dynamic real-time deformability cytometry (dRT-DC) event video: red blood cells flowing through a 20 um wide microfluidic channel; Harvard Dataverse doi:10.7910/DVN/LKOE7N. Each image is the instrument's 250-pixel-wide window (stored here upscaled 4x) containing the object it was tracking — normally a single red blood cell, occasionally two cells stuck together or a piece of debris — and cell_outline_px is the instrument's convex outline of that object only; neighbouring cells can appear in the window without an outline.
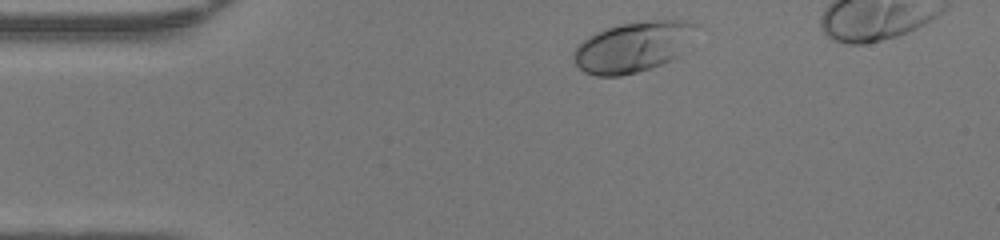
{"species": "human", "species_latin": "Homo sapiens", "temperature_condition": "warm", "stored_images_in_passage": 37, "camera_frame_rate_fps": 3000, "um_per_image_px": 0.085, "donor": {"sex": "female"}, "frame": {"image": 1, "passage_image": 2, "time_ms": 0.333, "image_size_px": [1000, 240], "cell_outline_px": [[696, 24], [680, 56], [660, 64], [636, 72], [620, 76], [596, 76], [584, 72], [576, 64], [572, 56], [572, 52], [588, 36], [596, 32], [620, 24], [648, 20], [684, 20]], "centroid_in_image_um": [53.75, 3.99], "position_along_channel_um": 31.2, "area_um2": 35.43}}
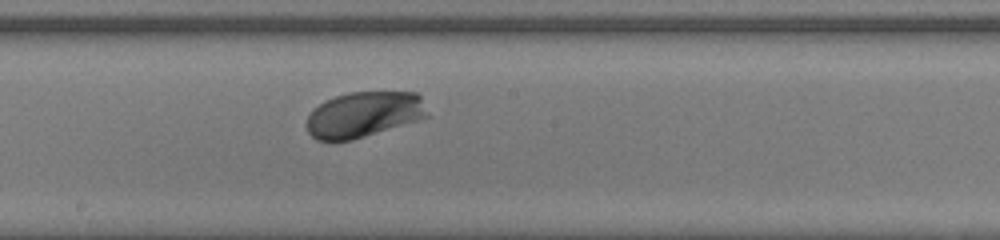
{"frame": {"image": 2, "passage_image": 19, "time_ms": 6.0, "image_size_px": [1000, 240], "cell_outline_px": [[428, 116], [416, 120], [352, 140], [332, 144], [316, 140], [308, 132], [308, 116], [312, 108], [324, 100], [348, 92], [416, 92], [420, 96]], "centroid_in_image_um": [30.83, 9.75], "position_along_channel_um": 217.4, "area_um2": 32.19}}
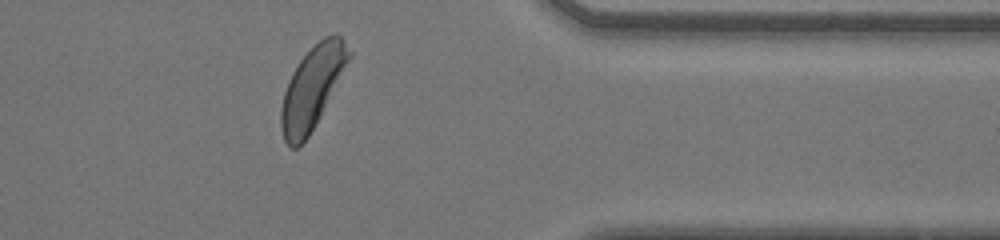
{"frame": {"image": 3, "passage_image": 32, "time_ms": 10.333, "image_size_px": [1000, 240], "cell_outline_px": [[352, 56], [320, 116], [308, 136], [296, 148], [292, 148], [284, 140], [280, 128], [280, 108], [284, 92], [288, 80], [292, 72], [300, 60], [324, 36], [340, 36], [344, 40], [352, 52]], "centroid_in_image_um": [26.52, 7.46], "position_along_channel_um": 384.9, "area_um2": 31.96}, "authors_computed_cell_mechanics": {"area_um2": 32.368, "velocity_mm_per_s": 4.2416, "shape_relaxation_time_tau1_ms": 1.1001, "shape_relaxation_time_tau2_ms": null, "deformation_change_tau1": 0.0976, "deformation_change_tau2": null}}